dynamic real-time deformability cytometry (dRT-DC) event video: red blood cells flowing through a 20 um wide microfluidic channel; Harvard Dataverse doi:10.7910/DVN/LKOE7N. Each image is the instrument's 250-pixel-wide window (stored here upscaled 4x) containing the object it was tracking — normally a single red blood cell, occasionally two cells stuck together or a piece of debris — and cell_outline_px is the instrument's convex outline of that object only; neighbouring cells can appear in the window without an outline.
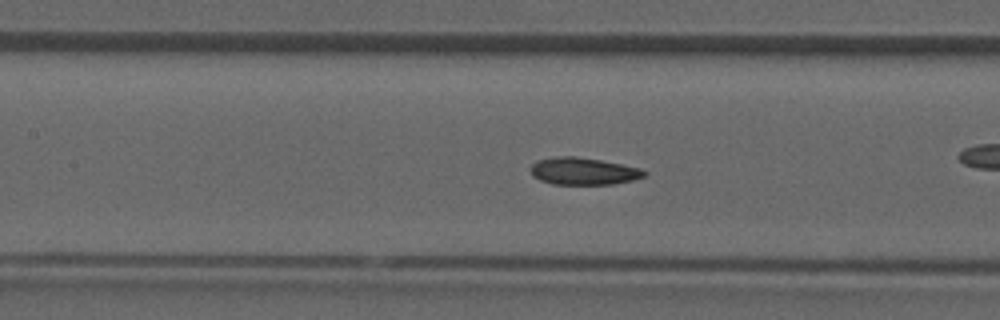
{"species": "common noctule bat (a hibernating species)", "species_latin": "Nyctalus noctula", "temperature_condition": "room temperature", "stored_images_in_passage": 48, "camera_frame_rate_fps": 3000, "um_per_image_px": 0.085, "animal": {"sex": "male", "forearm_length_mm": 52.5}, "frame": {"image": 1, "passage_image": 21, "time_ms": 6.667, "image_size_px": [1000, 320], "cell_outline_px": [[648, 176], [632, 180], [612, 184], [552, 184], [540, 180], [532, 176], [528, 168], [536, 160], [556, 156], [576, 156], [600, 160], [640, 168], [648, 172]], "centroid_in_image_um": [49.56, 14.55], "position_along_channel_um": 157.8, "area_um2": 18.21}}